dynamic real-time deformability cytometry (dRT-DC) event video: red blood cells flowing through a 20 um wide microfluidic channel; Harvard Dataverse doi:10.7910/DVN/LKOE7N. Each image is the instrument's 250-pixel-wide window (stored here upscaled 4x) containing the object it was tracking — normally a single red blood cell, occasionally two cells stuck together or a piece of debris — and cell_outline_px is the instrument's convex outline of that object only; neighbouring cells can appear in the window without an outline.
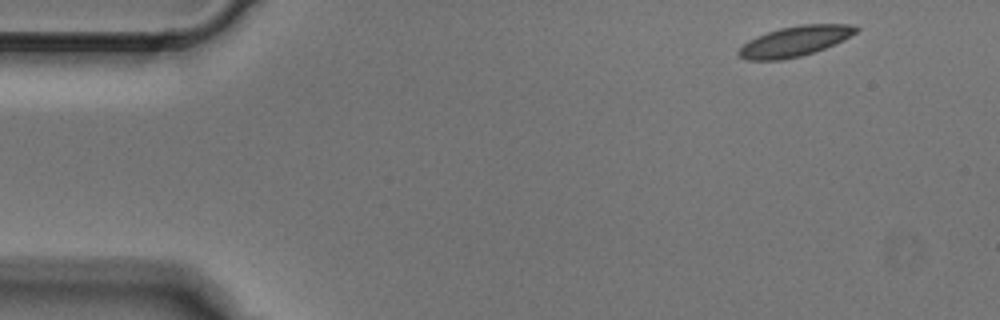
{"species": "Egyptian fruit bat (a non-hibernating species)", "species_latin": "Rousettus aegyptiacus", "temperature_condition": "cold", "stored_images_in_passage": 3, "camera_frame_rate_fps": 3000, "um_per_image_px": 0.085, "animal": {"sex": "male"}, "frame": {"image": 1, "passage_image": 1, "time_ms": 0.0, "image_size_px": [1000, 320], "cell_outline_px": [[860, 28], [856, 32], [844, 40], [824, 48], [800, 56], [780, 60], [744, 60], [736, 52], [748, 40], [756, 36], [780, 28], [800, 24], [856, 24]], "centroid_in_image_um": [67.57, 3.49], "position_along_channel_um": 17.4, "area_um2": 20.63}}